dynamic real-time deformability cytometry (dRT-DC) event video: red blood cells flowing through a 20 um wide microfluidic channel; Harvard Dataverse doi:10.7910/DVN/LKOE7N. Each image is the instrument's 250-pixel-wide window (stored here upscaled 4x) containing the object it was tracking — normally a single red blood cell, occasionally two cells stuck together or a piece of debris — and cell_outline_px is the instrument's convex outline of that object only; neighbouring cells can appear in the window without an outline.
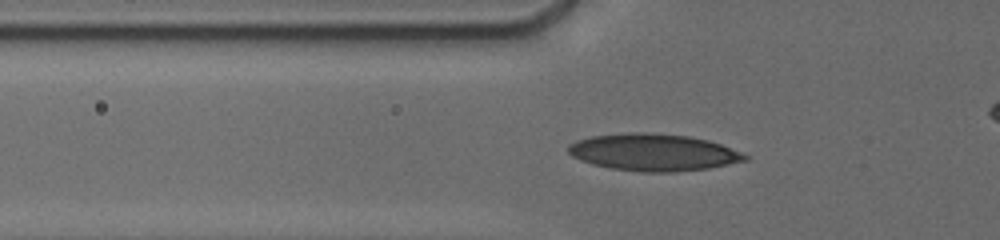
{"species": "human", "species_latin": "Homo sapiens", "temperature_condition": "cold", "stored_images_in_passage": 32, "camera_frame_rate_fps": 3000, "um_per_image_px": 0.085, "donor": {"sex": "male"}, "frame": {"image": 1, "passage_image": 13, "time_ms": 6.667, "image_size_px": [1000, 240], "cell_outline_px": [[748, 160], [708, 168], [676, 172], [644, 172], [612, 168], [592, 164], [580, 160], [572, 156], [568, 152], [568, 144], [592, 136], [632, 132], [644, 132], [688, 136], [708, 140], [720, 144], [740, 152], [748, 156]], "centroid_in_image_um": [55.53, 12.95], "position_along_channel_um": 70.3, "area_um2": 37.8}}
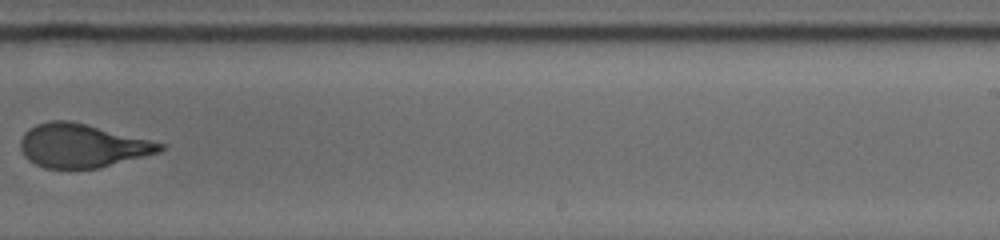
{"frame": {"image": 2, "passage_image": 23, "time_ms": 12.333, "image_size_px": [1000, 240], "cell_outline_px": [[164, 148], [160, 152], [100, 168], [44, 168], [28, 160], [24, 156], [20, 148], [20, 140], [24, 132], [36, 124], [52, 120], [68, 120], [164, 144]], "centroid_in_image_um": [6.92, 12.4], "position_along_channel_um": 282.1, "area_um2": 35.03}}
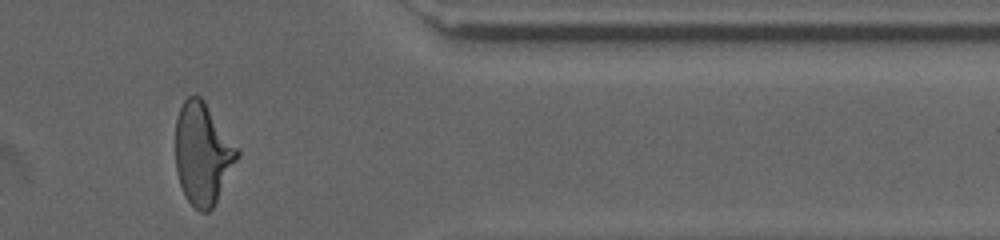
{"frame": {"image": 3, "passage_image": 29, "time_ms": 15.667, "image_size_px": [1000, 240], "cell_outline_px": [[240, 156], [212, 208], [208, 212], [200, 212], [184, 196], [176, 172], [176, 120], [180, 108], [184, 100], [188, 96], [200, 96], [204, 100], [240, 148]], "centroid_in_image_um": [17.25, 13.04], "position_along_channel_um": 394.2, "area_um2": 36.82}}